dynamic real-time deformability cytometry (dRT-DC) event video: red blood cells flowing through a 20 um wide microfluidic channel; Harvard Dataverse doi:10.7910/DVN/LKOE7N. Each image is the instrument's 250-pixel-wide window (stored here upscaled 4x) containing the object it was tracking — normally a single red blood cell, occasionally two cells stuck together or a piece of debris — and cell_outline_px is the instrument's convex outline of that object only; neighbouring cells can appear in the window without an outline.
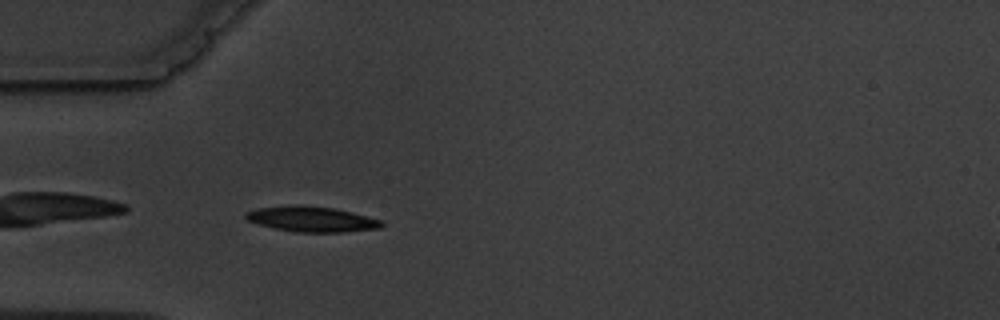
{"species": "common noctule bat (a hibernating species)", "species_latin": "Nyctalus noctula", "temperature_condition": "warm", "stored_images_in_passage": 2, "camera_frame_rate_fps": 3000, "um_per_image_px": 0.085, "animal": {"sex": "male", "body_mass_g": 19.5, "forearm_length_mm": 54.6}, "frame": {"image": 1, "passage_image": 2, "time_ms": 1.667, "image_size_px": [1000, 320], "cell_outline_px": [[384, 224], [380, 228], [344, 232], [296, 232], [276, 228], [260, 224], [248, 220], [244, 216], [244, 212], [260, 208], [300, 204], [332, 208], [352, 212], [380, 220]], "centroid_in_image_um": [26.5, 18.62], "position_along_channel_um": 58.5, "area_um2": 19.83}}